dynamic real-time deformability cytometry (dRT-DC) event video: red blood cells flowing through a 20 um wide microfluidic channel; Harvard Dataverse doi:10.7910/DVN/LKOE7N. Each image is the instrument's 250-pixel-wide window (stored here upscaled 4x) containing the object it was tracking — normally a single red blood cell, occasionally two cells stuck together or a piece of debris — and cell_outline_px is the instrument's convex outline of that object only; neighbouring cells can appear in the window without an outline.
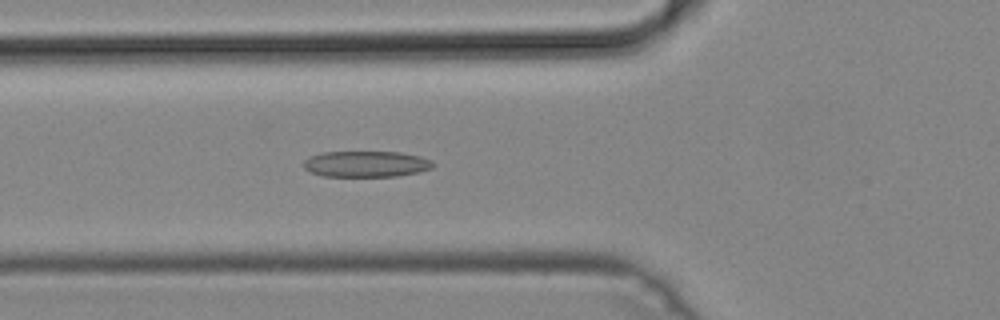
{"species": "common noctule bat (a hibernating species)", "species_latin": "Nyctalus noctula", "temperature_condition": "cold", "stored_images_in_passage": 45, "camera_frame_rate_fps": 3000, "um_per_image_px": 0.085, "animal": {"sex": "male", "body_mass_g": 19.2, "forearm_length_mm": 51.8}, "frame": {"image": 1, "passage_image": 17, "time_ms": 5.333, "image_size_px": [1000, 320], "cell_outline_px": [[436, 164], [432, 168], [420, 172], [396, 176], [324, 176], [312, 172], [304, 168], [304, 160], [308, 156], [324, 152], [400, 152], [420, 156], [432, 160]], "centroid_in_image_um": [31.16, 13.93], "position_along_channel_um": 94.6, "area_um2": 19.71}}
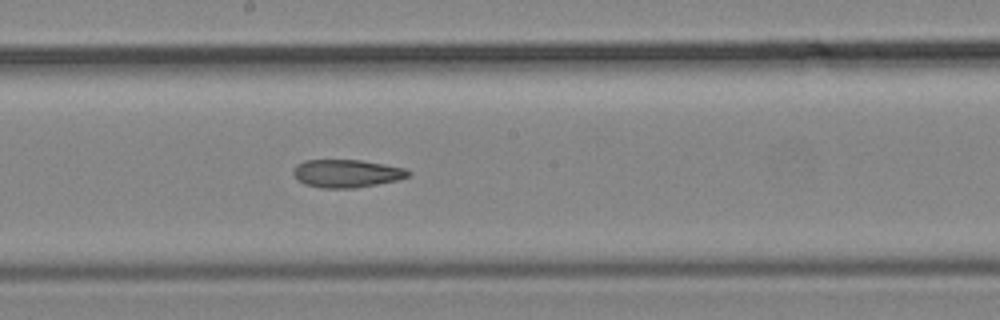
{"frame": {"image": 2, "passage_image": 26, "time_ms": 8.333, "image_size_px": [1000, 320], "cell_outline_px": [[412, 176], [396, 180], [356, 188], [320, 188], [304, 184], [296, 180], [292, 172], [296, 164], [304, 160], [360, 160], [384, 164], [404, 168], [412, 172]], "centroid_in_image_um": [29.44, 14.74], "position_along_channel_um": 218.8, "area_um2": 18.9}}
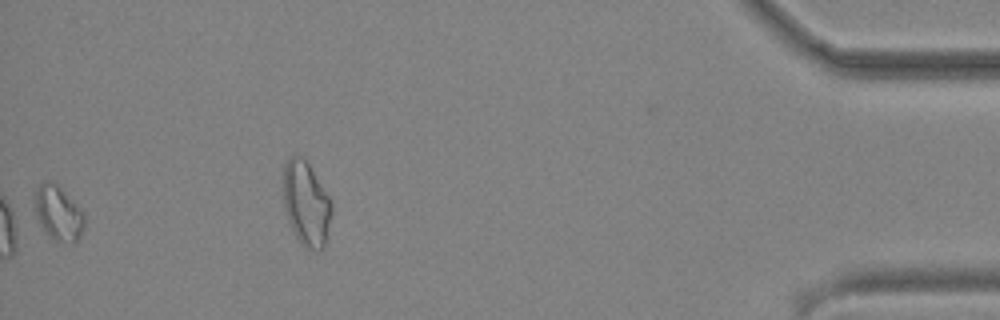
{"frame": {"image": 3, "passage_image": 44, "time_ms": 14.333, "image_size_px": [1000, 320], "cell_outline_px": [[84, 224], [80, 236], [72, 244], [56, 240], [40, 224], [36, 216], [36, 188], [44, 180], [48, 180], [56, 184], [60, 188], [84, 216]], "centroid_in_image_um": [4.94, 18.12], "position_along_channel_um": 430.3, "area_um2": 14.91}}